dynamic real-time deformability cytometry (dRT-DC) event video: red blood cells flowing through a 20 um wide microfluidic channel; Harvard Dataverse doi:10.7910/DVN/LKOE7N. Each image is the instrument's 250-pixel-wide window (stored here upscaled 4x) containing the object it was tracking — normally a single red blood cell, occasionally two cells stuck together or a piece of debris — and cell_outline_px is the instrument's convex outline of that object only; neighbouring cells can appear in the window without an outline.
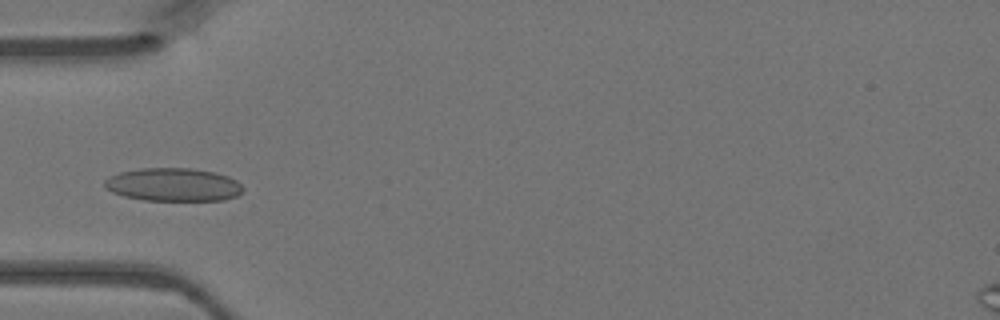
{"species": "Egyptian fruit bat (a non-hibernating species)", "species_latin": "Rousettus aegyptiacus", "temperature_condition": "warm", "stored_images_in_passage": 39, "camera_frame_rate_fps": 3000, "um_per_image_px": 0.085, "animal": {"sex": "female"}, "frame": {"image": 1, "passage_image": 11, "time_ms": 3.333, "image_size_px": [1000, 320], "cell_outline_px": [[244, 192], [236, 196], [224, 200], [144, 200], [124, 196], [112, 192], [104, 188], [104, 180], [108, 176], [120, 172], [140, 168], [192, 168], [212, 172], [228, 176], [236, 180], [244, 188]], "centroid_in_image_um": [14.71, 15.69], "position_along_channel_um": 70.3, "area_um2": 26.88}}
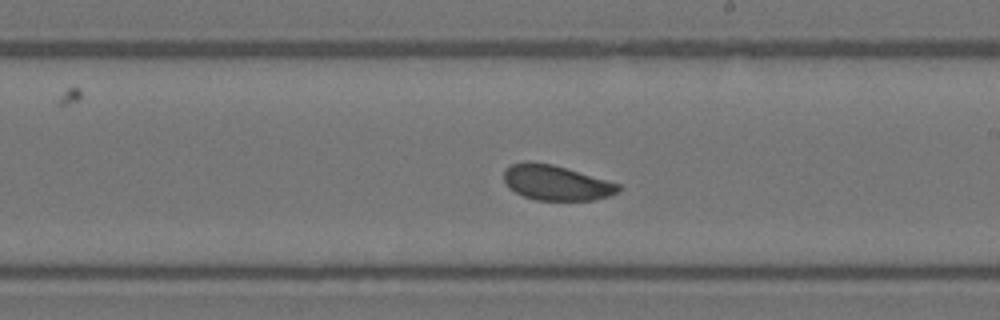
{"frame": {"image": 2, "passage_image": 23, "time_ms": 7.333, "image_size_px": [1000, 320], "cell_outline_px": [[620, 192], [608, 196], [592, 200], [536, 200], [524, 196], [508, 188], [504, 180], [504, 172], [512, 164], [528, 160], [552, 164], [620, 184]], "centroid_in_image_um": [47.26, 15.53], "position_along_channel_um": 241.7, "area_um2": 23.29}}
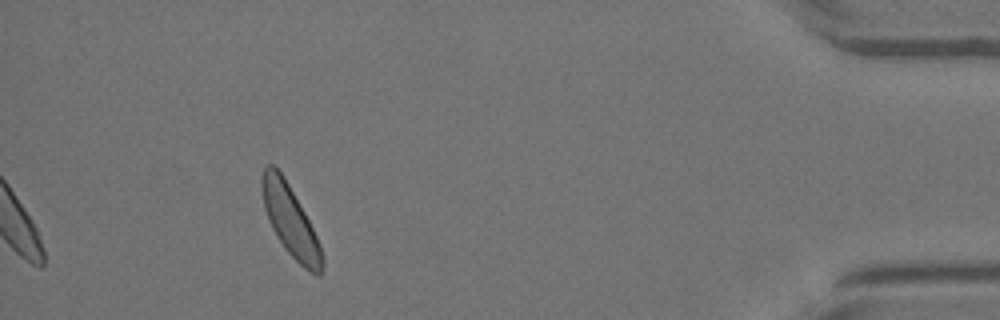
{"frame": {"image": 3, "passage_image": 39, "time_ms": 12.667, "image_size_px": [1000, 320], "cell_outline_px": [[324, 264], [320, 276], [316, 276], [304, 268], [284, 248], [276, 236], [268, 220], [264, 208], [260, 184], [260, 180], [264, 168], [268, 164], [272, 164], [284, 176], [304, 212], [320, 244]], "centroid_in_image_um": [24.66, 18.78], "position_along_channel_um": 410.5, "area_um2": 24.62}}